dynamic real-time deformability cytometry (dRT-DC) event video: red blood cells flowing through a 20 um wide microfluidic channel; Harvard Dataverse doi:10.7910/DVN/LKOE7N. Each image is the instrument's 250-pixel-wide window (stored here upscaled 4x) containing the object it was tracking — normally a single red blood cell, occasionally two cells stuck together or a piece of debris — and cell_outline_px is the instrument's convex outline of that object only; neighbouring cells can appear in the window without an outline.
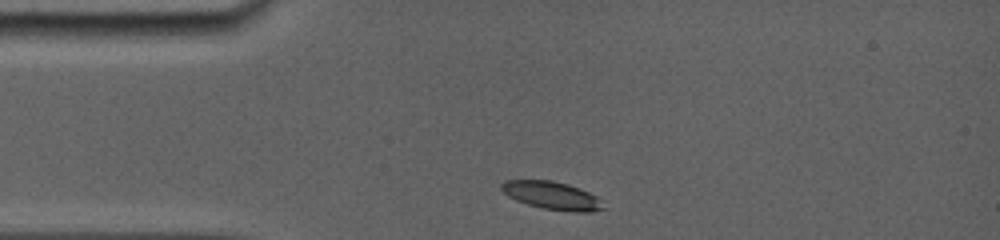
{"species": "common noctule bat (a hibernating species)", "species_latin": "Nyctalus noctula", "temperature_condition": "room temperature", "stored_images_in_passage": 25, "camera_frame_rate_fps": 5000, "um_per_image_px": 0.085, "animal": {"sex": "female", "body_mass_g": 19.0, "forearm_length_mm": 56.7}, "frame": {"image": 1, "passage_image": 1, "time_ms": 0.0, "image_size_px": [1000, 240], "cell_outline_px": [[604, 208], [592, 212], [572, 212], [544, 208], [528, 204], [516, 200], [508, 196], [500, 188], [500, 184], [504, 180], [552, 180], [568, 184], [580, 188], [596, 196]], "centroid_in_image_um": [46.89, 16.61], "position_along_channel_um": 38.1, "area_um2": 16.47}}
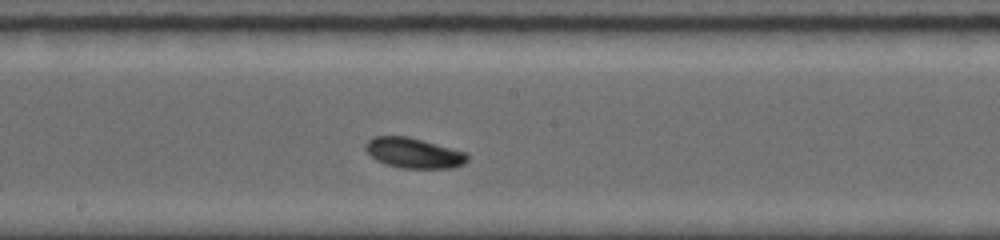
{"frame": {"image": 2, "passage_image": 15, "time_ms": 5.2, "image_size_px": [1000, 240], "cell_outline_px": [[468, 160], [464, 164], [452, 168], [400, 168], [384, 164], [376, 160], [364, 148], [364, 144], [368, 140], [376, 136], [408, 136], [468, 152]], "centroid_in_image_um": [35.18, 13.0], "position_along_channel_um": 213.0, "area_um2": 18.15}}
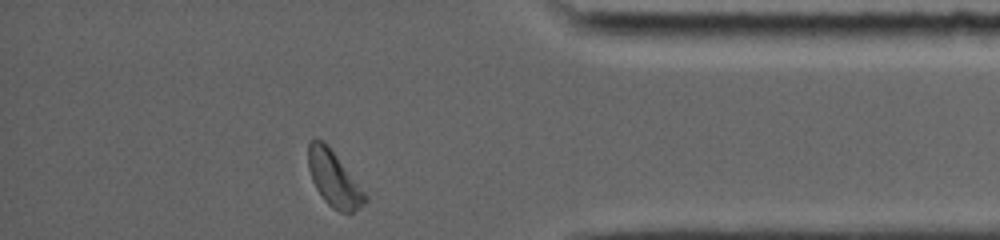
{"frame": {"image": 3, "passage_image": 25, "time_ms": 10.6, "image_size_px": [1000, 240], "cell_outline_px": [[368, 200], [364, 204], [352, 212], [340, 212], [332, 208], [324, 200], [316, 188], [312, 180], [308, 168], [308, 140], [324, 140], [328, 144], [368, 196]], "centroid_in_image_um": [28.37, 15.18], "position_along_channel_um": 406.8, "area_um2": 18.32}, "authors_computed_cell_mechanics": {"area_um2": 17.8602, "velocity_mm_per_s": 3.8148, "shape_relaxation_time_tau1_ms": 1.4144, "shape_relaxation_time_tau2_ms": null, "deformation_change_tau1": 0.0918, "deformation_change_tau2": null}}